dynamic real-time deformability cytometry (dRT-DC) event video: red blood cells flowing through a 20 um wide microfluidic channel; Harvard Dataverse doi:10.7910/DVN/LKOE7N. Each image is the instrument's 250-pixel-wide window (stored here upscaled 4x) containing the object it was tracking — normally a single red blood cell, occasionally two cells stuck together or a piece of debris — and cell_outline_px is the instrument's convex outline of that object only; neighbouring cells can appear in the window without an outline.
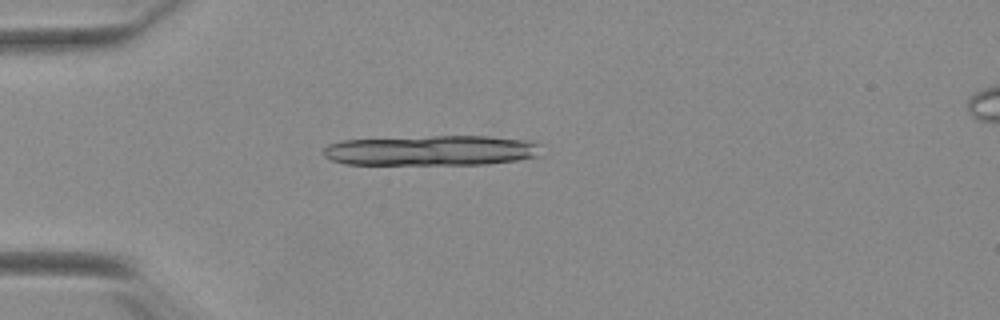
{"species": "Egyptian fruit bat (a non-hibernating species)", "species_latin": "Rousettus aegyptiacus", "temperature_condition": "warm", "stored_images_in_passage": 23, "camera_frame_rate_fps": 3000, "um_per_image_px": 0.085, "animal": {"sex": "female"}, "frame": {"image": 1, "passage_image": 14, "time_ms": 4.333, "image_size_px": [1000, 320], "cell_outline_px": [[536, 156], [516, 160], [484, 164], [348, 164], [332, 160], [324, 156], [320, 152], [328, 144], [344, 140], [436, 136], [488, 136], [524, 140], [536, 144]], "centroid_in_image_um": [36.55, 12.79], "position_along_channel_um": 48.5, "area_um2": 37.74}}